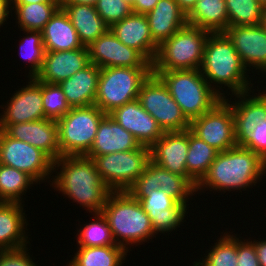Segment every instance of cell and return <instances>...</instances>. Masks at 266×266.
Segmentation results:
<instances>
[{
	"mask_svg": "<svg viewBox=\"0 0 266 266\" xmlns=\"http://www.w3.org/2000/svg\"><path fill=\"white\" fill-rule=\"evenodd\" d=\"M138 100L141 106L157 121L163 132L189 130L190 122L158 75L151 73L144 81Z\"/></svg>",
	"mask_w": 266,
	"mask_h": 266,
	"instance_id": "10",
	"label": "cell"
},
{
	"mask_svg": "<svg viewBox=\"0 0 266 266\" xmlns=\"http://www.w3.org/2000/svg\"><path fill=\"white\" fill-rule=\"evenodd\" d=\"M34 184L37 183L26 173L0 164V202L23 203L22 195Z\"/></svg>",
	"mask_w": 266,
	"mask_h": 266,
	"instance_id": "33",
	"label": "cell"
},
{
	"mask_svg": "<svg viewBox=\"0 0 266 266\" xmlns=\"http://www.w3.org/2000/svg\"><path fill=\"white\" fill-rule=\"evenodd\" d=\"M148 214L155 235L177 230L189 213V206L178 203L161 189L152 190L146 197H134Z\"/></svg>",
	"mask_w": 266,
	"mask_h": 266,
	"instance_id": "16",
	"label": "cell"
},
{
	"mask_svg": "<svg viewBox=\"0 0 266 266\" xmlns=\"http://www.w3.org/2000/svg\"><path fill=\"white\" fill-rule=\"evenodd\" d=\"M98 0H61L60 4H84L95 6Z\"/></svg>",
	"mask_w": 266,
	"mask_h": 266,
	"instance_id": "49",
	"label": "cell"
},
{
	"mask_svg": "<svg viewBox=\"0 0 266 266\" xmlns=\"http://www.w3.org/2000/svg\"><path fill=\"white\" fill-rule=\"evenodd\" d=\"M262 92V93H261ZM254 93V89L233 95L235 101L225 99L232 107L235 136L238 144L249 135L258 123L266 120V92ZM252 93V95H250ZM237 99V102H236Z\"/></svg>",
	"mask_w": 266,
	"mask_h": 266,
	"instance_id": "22",
	"label": "cell"
},
{
	"mask_svg": "<svg viewBox=\"0 0 266 266\" xmlns=\"http://www.w3.org/2000/svg\"><path fill=\"white\" fill-rule=\"evenodd\" d=\"M53 172L57 173L50 181L54 190L59 194L62 192L91 214L102 213L112 191L105 185L92 158L85 155L61 156L53 162Z\"/></svg>",
	"mask_w": 266,
	"mask_h": 266,
	"instance_id": "1",
	"label": "cell"
},
{
	"mask_svg": "<svg viewBox=\"0 0 266 266\" xmlns=\"http://www.w3.org/2000/svg\"><path fill=\"white\" fill-rule=\"evenodd\" d=\"M239 54L244 67L266 75V28L263 23L249 26H228L224 31ZM249 67V68H248ZM255 69V71H253ZM266 78V76H264Z\"/></svg>",
	"mask_w": 266,
	"mask_h": 266,
	"instance_id": "14",
	"label": "cell"
},
{
	"mask_svg": "<svg viewBox=\"0 0 266 266\" xmlns=\"http://www.w3.org/2000/svg\"><path fill=\"white\" fill-rule=\"evenodd\" d=\"M146 16L152 39L158 46L187 24L186 14L176 0H159Z\"/></svg>",
	"mask_w": 266,
	"mask_h": 266,
	"instance_id": "25",
	"label": "cell"
},
{
	"mask_svg": "<svg viewBox=\"0 0 266 266\" xmlns=\"http://www.w3.org/2000/svg\"><path fill=\"white\" fill-rule=\"evenodd\" d=\"M188 147L189 130L164 132L162 137L150 147V158L157 166L184 176L196 187L197 183L187 174Z\"/></svg>",
	"mask_w": 266,
	"mask_h": 266,
	"instance_id": "17",
	"label": "cell"
},
{
	"mask_svg": "<svg viewBox=\"0 0 266 266\" xmlns=\"http://www.w3.org/2000/svg\"><path fill=\"white\" fill-rule=\"evenodd\" d=\"M265 174L266 161L254 151L238 145L218 152L208 172L197 184L196 193H204L205 189H211L213 193L235 190L242 192L241 189L245 191L261 182Z\"/></svg>",
	"mask_w": 266,
	"mask_h": 266,
	"instance_id": "2",
	"label": "cell"
},
{
	"mask_svg": "<svg viewBox=\"0 0 266 266\" xmlns=\"http://www.w3.org/2000/svg\"><path fill=\"white\" fill-rule=\"evenodd\" d=\"M53 162L40 149L29 143L13 139L3 130H0V164L26 173L38 185L48 179L50 181L53 173Z\"/></svg>",
	"mask_w": 266,
	"mask_h": 266,
	"instance_id": "11",
	"label": "cell"
},
{
	"mask_svg": "<svg viewBox=\"0 0 266 266\" xmlns=\"http://www.w3.org/2000/svg\"><path fill=\"white\" fill-rule=\"evenodd\" d=\"M20 30L42 31L46 23L61 8L60 2L11 4ZM15 8V9H14Z\"/></svg>",
	"mask_w": 266,
	"mask_h": 266,
	"instance_id": "31",
	"label": "cell"
},
{
	"mask_svg": "<svg viewBox=\"0 0 266 266\" xmlns=\"http://www.w3.org/2000/svg\"><path fill=\"white\" fill-rule=\"evenodd\" d=\"M266 9V0H257Z\"/></svg>",
	"mask_w": 266,
	"mask_h": 266,
	"instance_id": "52",
	"label": "cell"
},
{
	"mask_svg": "<svg viewBox=\"0 0 266 266\" xmlns=\"http://www.w3.org/2000/svg\"><path fill=\"white\" fill-rule=\"evenodd\" d=\"M239 145L254 151L266 161V120L258 123L254 130Z\"/></svg>",
	"mask_w": 266,
	"mask_h": 266,
	"instance_id": "42",
	"label": "cell"
},
{
	"mask_svg": "<svg viewBox=\"0 0 266 266\" xmlns=\"http://www.w3.org/2000/svg\"><path fill=\"white\" fill-rule=\"evenodd\" d=\"M218 150L199 139L189 130V147L186 157L187 174L198 184L208 172Z\"/></svg>",
	"mask_w": 266,
	"mask_h": 266,
	"instance_id": "32",
	"label": "cell"
},
{
	"mask_svg": "<svg viewBox=\"0 0 266 266\" xmlns=\"http://www.w3.org/2000/svg\"><path fill=\"white\" fill-rule=\"evenodd\" d=\"M77 248L68 266H122L128 255L119 245Z\"/></svg>",
	"mask_w": 266,
	"mask_h": 266,
	"instance_id": "30",
	"label": "cell"
},
{
	"mask_svg": "<svg viewBox=\"0 0 266 266\" xmlns=\"http://www.w3.org/2000/svg\"><path fill=\"white\" fill-rule=\"evenodd\" d=\"M123 1H125L131 7H133L135 5V2H136V0H123Z\"/></svg>",
	"mask_w": 266,
	"mask_h": 266,
	"instance_id": "51",
	"label": "cell"
},
{
	"mask_svg": "<svg viewBox=\"0 0 266 266\" xmlns=\"http://www.w3.org/2000/svg\"><path fill=\"white\" fill-rule=\"evenodd\" d=\"M106 114L95 104L72 107L57 120L61 156L86 155L93 145L99 122Z\"/></svg>",
	"mask_w": 266,
	"mask_h": 266,
	"instance_id": "8",
	"label": "cell"
},
{
	"mask_svg": "<svg viewBox=\"0 0 266 266\" xmlns=\"http://www.w3.org/2000/svg\"><path fill=\"white\" fill-rule=\"evenodd\" d=\"M228 26H249L263 22L265 8L257 0H225Z\"/></svg>",
	"mask_w": 266,
	"mask_h": 266,
	"instance_id": "37",
	"label": "cell"
},
{
	"mask_svg": "<svg viewBox=\"0 0 266 266\" xmlns=\"http://www.w3.org/2000/svg\"><path fill=\"white\" fill-rule=\"evenodd\" d=\"M160 189L155 182V163L150 161L141 176L128 190L133 197H146L152 190Z\"/></svg>",
	"mask_w": 266,
	"mask_h": 266,
	"instance_id": "41",
	"label": "cell"
},
{
	"mask_svg": "<svg viewBox=\"0 0 266 266\" xmlns=\"http://www.w3.org/2000/svg\"><path fill=\"white\" fill-rule=\"evenodd\" d=\"M100 68L90 63L70 78L59 83L70 107L95 104Z\"/></svg>",
	"mask_w": 266,
	"mask_h": 266,
	"instance_id": "26",
	"label": "cell"
},
{
	"mask_svg": "<svg viewBox=\"0 0 266 266\" xmlns=\"http://www.w3.org/2000/svg\"><path fill=\"white\" fill-rule=\"evenodd\" d=\"M39 2H57L54 0H11V4H31Z\"/></svg>",
	"mask_w": 266,
	"mask_h": 266,
	"instance_id": "50",
	"label": "cell"
},
{
	"mask_svg": "<svg viewBox=\"0 0 266 266\" xmlns=\"http://www.w3.org/2000/svg\"><path fill=\"white\" fill-rule=\"evenodd\" d=\"M87 49L90 63L99 68H152V63L136 49L123 44L110 29L94 40Z\"/></svg>",
	"mask_w": 266,
	"mask_h": 266,
	"instance_id": "13",
	"label": "cell"
},
{
	"mask_svg": "<svg viewBox=\"0 0 266 266\" xmlns=\"http://www.w3.org/2000/svg\"><path fill=\"white\" fill-rule=\"evenodd\" d=\"M263 26L266 28V9H265V12H264V16H263Z\"/></svg>",
	"mask_w": 266,
	"mask_h": 266,
	"instance_id": "53",
	"label": "cell"
},
{
	"mask_svg": "<svg viewBox=\"0 0 266 266\" xmlns=\"http://www.w3.org/2000/svg\"><path fill=\"white\" fill-rule=\"evenodd\" d=\"M152 68H100L95 105L105 114L138 99L141 85Z\"/></svg>",
	"mask_w": 266,
	"mask_h": 266,
	"instance_id": "7",
	"label": "cell"
},
{
	"mask_svg": "<svg viewBox=\"0 0 266 266\" xmlns=\"http://www.w3.org/2000/svg\"><path fill=\"white\" fill-rule=\"evenodd\" d=\"M254 243V246L256 248L257 257L260 266H266V239L263 240L259 239V241L256 239L252 241Z\"/></svg>",
	"mask_w": 266,
	"mask_h": 266,
	"instance_id": "46",
	"label": "cell"
},
{
	"mask_svg": "<svg viewBox=\"0 0 266 266\" xmlns=\"http://www.w3.org/2000/svg\"><path fill=\"white\" fill-rule=\"evenodd\" d=\"M186 18L187 24L210 33L224 32L228 28L225 0H197Z\"/></svg>",
	"mask_w": 266,
	"mask_h": 266,
	"instance_id": "29",
	"label": "cell"
},
{
	"mask_svg": "<svg viewBox=\"0 0 266 266\" xmlns=\"http://www.w3.org/2000/svg\"><path fill=\"white\" fill-rule=\"evenodd\" d=\"M158 76L189 122L223 100L203 77L200 69L161 71Z\"/></svg>",
	"mask_w": 266,
	"mask_h": 266,
	"instance_id": "5",
	"label": "cell"
},
{
	"mask_svg": "<svg viewBox=\"0 0 266 266\" xmlns=\"http://www.w3.org/2000/svg\"><path fill=\"white\" fill-rule=\"evenodd\" d=\"M92 158L105 185L112 192L128 191L151 161L150 148L115 152Z\"/></svg>",
	"mask_w": 266,
	"mask_h": 266,
	"instance_id": "9",
	"label": "cell"
},
{
	"mask_svg": "<svg viewBox=\"0 0 266 266\" xmlns=\"http://www.w3.org/2000/svg\"><path fill=\"white\" fill-rule=\"evenodd\" d=\"M89 64L85 46L76 50L45 52L42 68L35 78L40 82L59 84Z\"/></svg>",
	"mask_w": 266,
	"mask_h": 266,
	"instance_id": "20",
	"label": "cell"
},
{
	"mask_svg": "<svg viewBox=\"0 0 266 266\" xmlns=\"http://www.w3.org/2000/svg\"><path fill=\"white\" fill-rule=\"evenodd\" d=\"M189 130L219 152L238 146L231 105L221 100L213 109L190 122Z\"/></svg>",
	"mask_w": 266,
	"mask_h": 266,
	"instance_id": "12",
	"label": "cell"
},
{
	"mask_svg": "<svg viewBox=\"0 0 266 266\" xmlns=\"http://www.w3.org/2000/svg\"><path fill=\"white\" fill-rule=\"evenodd\" d=\"M140 146L131 133L106 114L99 122L93 145L85 156L97 157L115 152H126L136 150Z\"/></svg>",
	"mask_w": 266,
	"mask_h": 266,
	"instance_id": "23",
	"label": "cell"
},
{
	"mask_svg": "<svg viewBox=\"0 0 266 266\" xmlns=\"http://www.w3.org/2000/svg\"><path fill=\"white\" fill-rule=\"evenodd\" d=\"M0 130L8 124L33 122L45 119L42 100V82L30 77L28 84L14 91L6 106L1 105ZM5 108V109H4Z\"/></svg>",
	"mask_w": 266,
	"mask_h": 266,
	"instance_id": "15",
	"label": "cell"
},
{
	"mask_svg": "<svg viewBox=\"0 0 266 266\" xmlns=\"http://www.w3.org/2000/svg\"><path fill=\"white\" fill-rule=\"evenodd\" d=\"M3 131L13 139L29 143L47 154L53 161L60 157L56 120L8 124Z\"/></svg>",
	"mask_w": 266,
	"mask_h": 266,
	"instance_id": "19",
	"label": "cell"
},
{
	"mask_svg": "<svg viewBox=\"0 0 266 266\" xmlns=\"http://www.w3.org/2000/svg\"><path fill=\"white\" fill-rule=\"evenodd\" d=\"M197 0H176L179 8L187 15L195 6Z\"/></svg>",
	"mask_w": 266,
	"mask_h": 266,
	"instance_id": "48",
	"label": "cell"
},
{
	"mask_svg": "<svg viewBox=\"0 0 266 266\" xmlns=\"http://www.w3.org/2000/svg\"><path fill=\"white\" fill-rule=\"evenodd\" d=\"M156 187L166 192L180 204L190 205L189 199L196 195V187L184 176L165 170L155 164Z\"/></svg>",
	"mask_w": 266,
	"mask_h": 266,
	"instance_id": "34",
	"label": "cell"
},
{
	"mask_svg": "<svg viewBox=\"0 0 266 266\" xmlns=\"http://www.w3.org/2000/svg\"><path fill=\"white\" fill-rule=\"evenodd\" d=\"M11 9V0H0V26L3 27L4 23L7 22L10 12L12 16L13 11Z\"/></svg>",
	"mask_w": 266,
	"mask_h": 266,
	"instance_id": "47",
	"label": "cell"
},
{
	"mask_svg": "<svg viewBox=\"0 0 266 266\" xmlns=\"http://www.w3.org/2000/svg\"><path fill=\"white\" fill-rule=\"evenodd\" d=\"M28 247L0 250V266H38L33 262Z\"/></svg>",
	"mask_w": 266,
	"mask_h": 266,
	"instance_id": "43",
	"label": "cell"
},
{
	"mask_svg": "<svg viewBox=\"0 0 266 266\" xmlns=\"http://www.w3.org/2000/svg\"><path fill=\"white\" fill-rule=\"evenodd\" d=\"M200 71L209 85L223 99L254 88L251 78L247 75L250 73L244 67L239 54L224 32L210 33L207 37ZM222 87L224 89L227 87L230 92L227 89L223 91Z\"/></svg>",
	"mask_w": 266,
	"mask_h": 266,
	"instance_id": "3",
	"label": "cell"
},
{
	"mask_svg": "<svg viewBox=\"0 0 266 266\" xmlns=\"http://www.w3.org/2000/svg\"><path fill=\"white\" fill-rule=\"evenodd\" d=\"M109 29L126 46L139 51L150 63L157 54L158 45L153 41L147 16L132 12Z\"/></svg>",
	"mask_w": 266,
	"mask_h": 266,
	"instance_id": "21",
	"label": "cell"
},
{
	"mask_svg": "<svg viewBox=\"0 0 266 266\" xmlns=\"http://www.w3.org/2000/svg\"><path fill=\"white\" fill-rule=\"evenodd\" d=\"M76 29L80 42L88 47L104 34L109 26L97 13L95 6L84 4H60Z\"/></svg>",
	"mask_w": 266,
	"mask_h": 266,
	"instance_id": "28",
	"label": "cell"
},
{
	"mask_svg": "<svg viewBox=\"0 0 266 266\" xmlns=\"http://www.w3.org/2000/svg\"><path fill=\"white\" fill-rule=\"evenodd\" d=\"M26 36L20 39L19 55L29 63L28 77H35L41 70L45 55L42 32L33 30H21Z\"/></svg>",
	"mask_w": 266,
	"mask_h": 266,
	"instance_id": "38",
	"label": "cell"
},
{
	"mask_svg": "<svg viewBox=\"0 0 266 266\" xmlns=\"http://www.w3.org/2000/svg\"><path fill=\"white\" fill-rule=\"evenodd\" d=\"M23 207L22 203L0 202V250L18 249L30 243Z\"/></svg>",
	"mask_w": 266,
	"mask_h": 266,
	"instance_id": "24",
	"label": "cell"
},
{
	"mask_svg": "<svg viewBox=\"0 0 266 266\" xmlns=\"http://www.w3.org/2000/svg\"><path fill=\"white\" fill-rule=\"evenodd\" d=\"M232 233L229 231L220 235L211 250L208 249L207 256L200 258L199 262L194 261L193 266H237V235Z\"/></svg>",
	"mask_w": 266,
	"mask_h": 266,
	"instance_id": "35",
	"label": "cell"
},
{
	"mask_svg": "<svg viewBox=\"0 0 266 266\" xmlns=\"http://www.w3.org/2000/svg\"><path fill=\"white\" fill-rule=\"evenodd\" d=\"M237 237V266H260L256 248L252 240Z\"/></svg>",
	"mask_w": 266,
	"mask_h": 266,
	"instance_id": "44",
	"label": "cell"
},
{
	"mask_svg": "<svg viewBox=\"0 0 266 266\" xmlns=\"http://www.w3.org/2000/svg\"><path fill=\"white\" fill-rule=\"evenodd\" d=\"M158 2L159 0H136L135 5L132 7V11L134 13L146 15Z\"/></svg>",
	"mask_w": 266,
	"mask_h": 266,
	"instance_id": "45",
	"label": "cell"
},
{
	"mask_svg": "<svg viewBox=\"0 0 266 266\" xmlns=\"http://www.w3.org/2000/svg\"><path fill=\"white\" fill-rule=\"evenodd\" d=\"M209 34V31L189 24L180 28L158 46L152 73L158 75L161 71L200 69Z\"/></svg>",
	"mask_w": 266,
	"mask_h": 266,
	"instance_id": "6",
	"label": "cell"
},
{
	"mask_svg": "<svg viewBox=\"0 0 266 266\" xmlns=\"http://www.w3.org/2000/svg\"><path fill=\"white\" fill-rule=\"evenodd\" d=\"M42 100L45 119L57 121L71 109L59 84L42 82Z\"/></svg>",
	"mask_w": 266,
	"mask_h": 266,
	"instance_id": "39",
	"label": "cell"
},
{
	"mask_svg": "<svg viewBox=\"0 0 266 266\" xmlns=\"http://www.w3.org/2000/svg\"><path fill=\"white\" fill-rule=\"evenodd\" d=\"M102 213L109 223L115 243L127 252L133 245H142L156 238L148 214L128 191L111 192Z\"/></svg>",
	"mask_w": 266,
	"mask_h": 266,
	"instance_id": "4",
	"label": "cell"
},
{
	"mask_svg": "<svg viewBox=\"0 0 266 266\" xmlns=\"http://www.w3.org/2000/svg\"><path fill=\"white\" fill-rule=\"evenodd\" d=\"M109 116L131 133L142 146L151 147L164 134L157 121L138 99L114 109Z\"/></svg>",
	"mask_w": 266,
	"mask_h": 266,
	"instance_id": "18",
	"label": "cell"
},
{
	"mask_svg": "<svg viewBox=\"0 0 266 266\" xmlns=\"http://www.w3.org/2000/svg\"><path fill=\"white\" fill-rule=\"evenodd\" d=\"M95 8L109 27L133 12L132 7L123 0H98Z\"/></svg>",
	"mask_w": 266,
	"mask_h": 266,
	"instance_id": "40",
	"label": "cell"
},
{
	"mask_svg": "<svg viewBox=\"0 0 266 266\" xmlns=\"http://www.w3.org/2000/svg\"><path fill=\"white\" fill-rule=\"evenodd\" d=\"M95 216L90 223L80 225L77 231V246L101 247L117 245L113 239L109 223L103 213H93ZM82 227V228H81Z\"/></svg>",
	"mask_w": 266,
	"mask_h": 266,
	"instance_id": "36",
	"label": "cell"
},
{
	"mask_svg": "<svg viewBox=\"0 0 266 266\" xmlns=\"http://www.w3.org/2000/svg\"><path fill=\"white\" fill-rule=\"evenodd\" d=\"M41 32L45 52L76 50L84 47L62 8L53 15Z\"/></svg>",
	"mask_w": 266,
	"mask_h": 266,
	"instance_id": "27",
	"label": "cell"
}]
</instances>
